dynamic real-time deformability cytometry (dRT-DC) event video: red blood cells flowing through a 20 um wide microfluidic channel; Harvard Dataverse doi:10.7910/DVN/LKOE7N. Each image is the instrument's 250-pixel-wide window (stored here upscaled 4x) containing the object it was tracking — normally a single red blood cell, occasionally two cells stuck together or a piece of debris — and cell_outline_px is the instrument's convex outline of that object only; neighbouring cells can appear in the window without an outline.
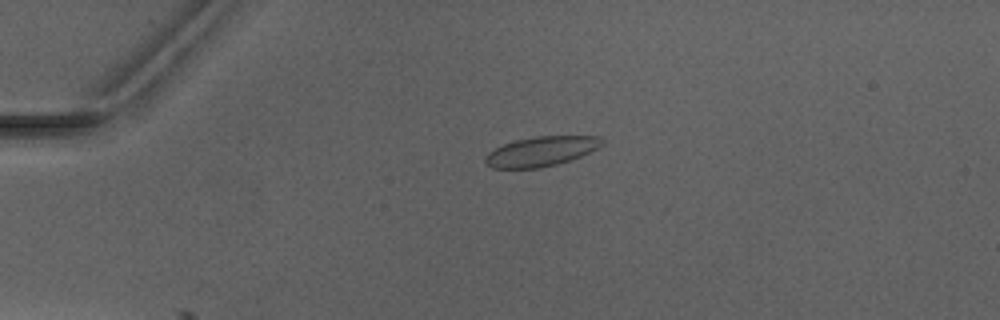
{"species": "Egyptian fruit bat (a non-hibernating species)", "species_latin": "Rousettus aegyptiacus", "temperature_condition": "warm", "stored_images_in_passage": 5, "camera_frame_rate_fps": 3000, "um_per_image_px": 0.085, "animal": {"sex": "male"}, "frame": {"image": 1, "passage_image": 4, "time_ms": 4.333, "image_size_px": [1000, 320], "cell_outline_px": [[604, 144], [580, 156], [556, 164], [540, 168], [492, 168], [484, 164], [484, 160], [488, 152], [504, 144], [516, 140], [536, 136], [600, 136], [604, 140]], "centroid_in_image_um": [45.97, 12.86], "position_along_channel_um": 39.0, "area_um2": 20.06}}